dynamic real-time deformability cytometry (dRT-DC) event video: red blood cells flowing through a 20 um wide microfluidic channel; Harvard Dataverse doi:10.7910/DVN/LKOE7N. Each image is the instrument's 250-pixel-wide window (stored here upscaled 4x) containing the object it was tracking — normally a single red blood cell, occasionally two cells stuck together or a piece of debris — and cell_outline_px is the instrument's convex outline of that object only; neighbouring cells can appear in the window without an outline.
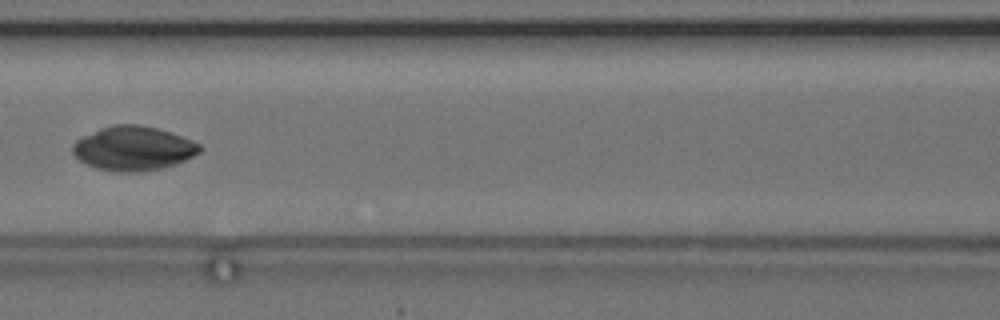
{"species": "common noctule bat (a hibernating species)", "species_latin": "Nyctalus noctula", "temperature_condition": "cold", "stored_images_in_passage": 8, "camera_frame_rate_fps": 3000, "um_per_image_px": 0.085, "animal": {"sex": "female", "body_mass_g": 24.6, "forearm_length_mm": 56.2}, "frame": {"image": 1, "passage_image": 7, "time_ms": 7.333, "image_size_px": [1000, 320], "cell_outline_px": [[204, 148], [200, 152], [176, 164], [164, 168], [136, 172], [116, 172], [96, 168], [84, 164], [72, 152], [72, 144], [76, 140], [100, 128], [116, 124], [140, 124], [156, 128], [192, 140], [200, 144]], "centroid_in_image_um": [11.33, 12.62], "position_along_channel_um": 155.3, "area_um2": 32.77}}
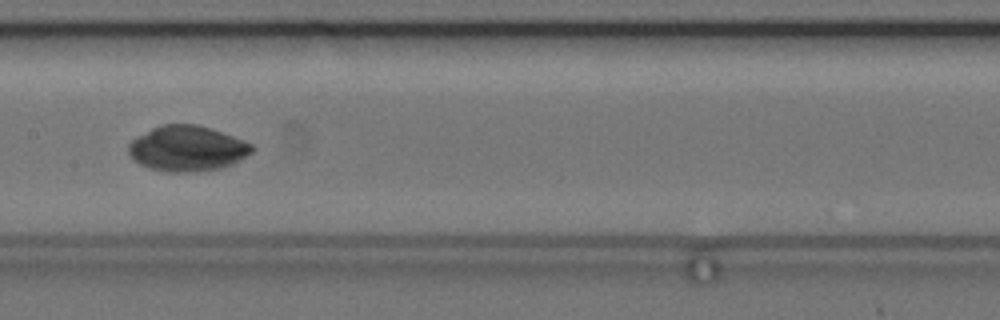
{"frame": {"image": 2, "passage_image": 8, "time_ms": 8.333, "image_size_px": [1000, 320], "cell_outline_px": [[256, 148], [252, 152], [232, 164], [220, 168], [196, 172], [168, 172], [148, 168], [132, 160], [128, 152], [128, 144], [136, 136], [160, 124], [196, 124], [244, 140], [252, 144]], "centroid_in_image_um": [15.87, 12.63], "position_along_channel_um": 191.5, "area_um2": 32.77}}